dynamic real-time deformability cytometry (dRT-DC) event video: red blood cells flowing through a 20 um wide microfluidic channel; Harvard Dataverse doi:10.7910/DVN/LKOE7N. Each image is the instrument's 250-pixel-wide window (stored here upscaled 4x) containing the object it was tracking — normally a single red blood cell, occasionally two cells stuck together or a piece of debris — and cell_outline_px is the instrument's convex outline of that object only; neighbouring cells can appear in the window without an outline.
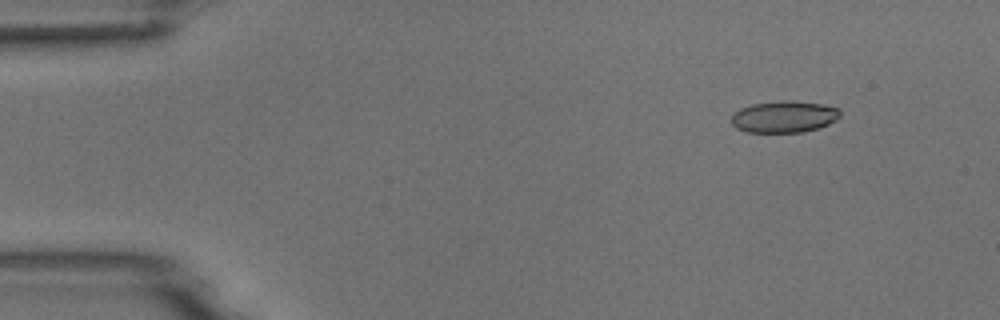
{"species": "common noctule bat (a hibernating species)", "species_latin": "Nyctalus noctula", "temperature_condition": "room temperature", "stored_images_in_passage": 4, "camera_frame_rate_fps": 3000, "um_per_image_px": 0.085, "animal": {"sex": "male", "body_mass_g": 18.8}, "frame": {"image": 1, "passage_image": 1, "time_ms": 0.0, "image_size_px": [1000, 320], "cell_outline_px": [[840, 116], [836, 120], [820, 128], [804, 132], [748, 132], [736, 128], [732, 124], [732, 116], [740, 108], [752, 104], [780, 100], [792, 100], [820, 104], [840, 108]], "centroid_in_image_um": [66.67, 9.92], "position_along_channel_um": 18.3, "area_um2": 20.17}}
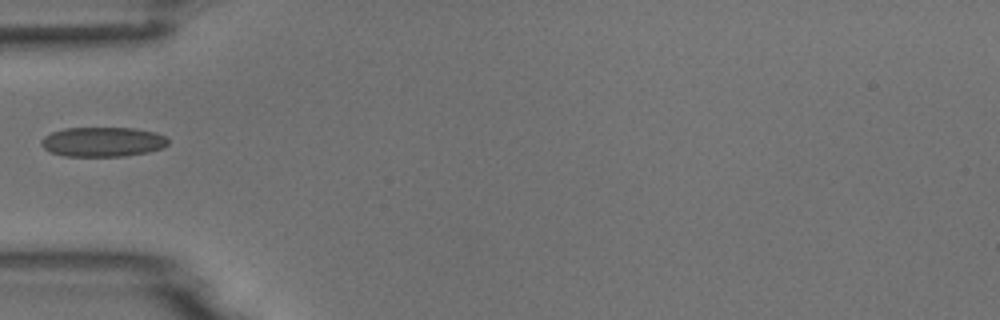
{"frame": {"image": 2, "passage_image": 4, "time_ms": 4.0, "image_size_px": [1000, 320], "cell_outline_px": [[168, 144], [164, 148], [148, 152], [124, 156], [64, 156], [52, 152], [44, 148], [40, 144], [40, 140], [44, 136], [52, 132], [64, 128], [132, 128], [156, 132], [164, 136], [168, 140]], "centroid_in_image_um": [8.73, 12.06], "position_along_channel_um": 76.3, "area_um2": 21.96}}